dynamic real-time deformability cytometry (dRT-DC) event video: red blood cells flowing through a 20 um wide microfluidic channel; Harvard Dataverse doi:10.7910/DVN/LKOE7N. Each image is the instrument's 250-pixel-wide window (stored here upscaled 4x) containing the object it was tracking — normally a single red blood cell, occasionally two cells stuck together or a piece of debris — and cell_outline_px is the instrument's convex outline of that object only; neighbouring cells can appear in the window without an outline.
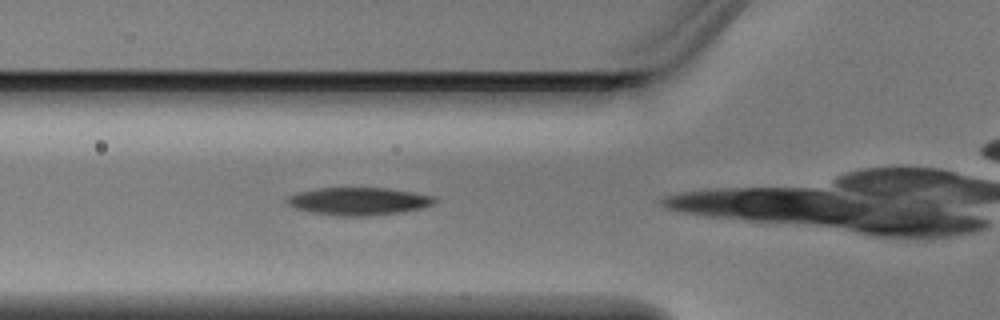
{"species": "Egyptian fruit bat (a non-hibernating species)", "species_latin": "Rousettus aegyptiacus", "temperature_condition": "warm", "stored_images_in_passage": 4, "camera_frame_rate_fps": 3000, "um_per_image_px": 0.085, "animal": {"sex": "male"}, "frame": {"image": 1, "passage_image": 4, "time_ms": 1.0, "image_size_px": [1000, 320], "cell_outline_px": [[436, 200], [432, 204], [420, 208], [400, 212], [368, 216], [336, 216], [312, 212], [296, 208], [288, 204], [284, 200], [288, 196], [300, 192], [320, 188], [388, 188], [436, 196]], "centroid_in_image_um": [30.48, 17.1], "position_along_channel_um": 95.3, "area_um2": 23.64}}